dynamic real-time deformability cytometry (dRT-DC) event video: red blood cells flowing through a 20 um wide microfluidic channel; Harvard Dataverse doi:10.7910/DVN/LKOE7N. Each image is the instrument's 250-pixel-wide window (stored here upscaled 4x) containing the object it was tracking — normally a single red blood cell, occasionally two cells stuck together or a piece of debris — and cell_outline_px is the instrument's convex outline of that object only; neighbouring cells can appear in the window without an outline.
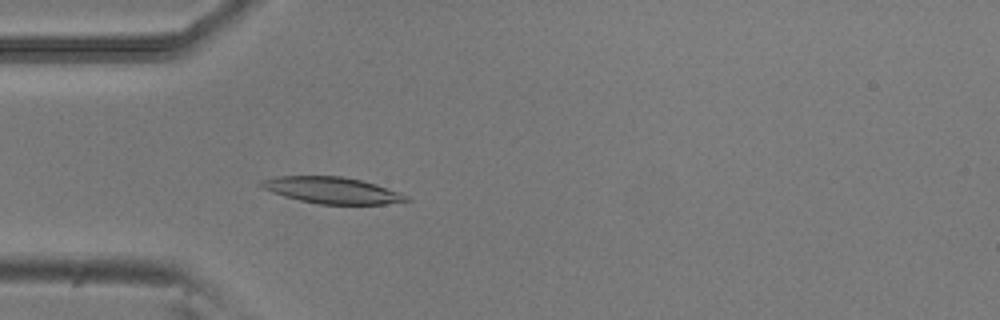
{"species": "common noctule bat (a hibernating species)", "species_latin": "Nyctalus noctula", "temperature_condition": "room temperature", "stored_images_in_passage": 1, "camera_frame_rate_fps": 3000, "um_per_image_px": 0.085, "animal": {"sex": "male", "body_mass_g": 20.5, "forearm_length_mm": 52.5}, "frame": {"image": 1, "passage_image": 1, "time_ms": 0.0, "image_size_px": [1000, 320], "cell_outline_px": [[412, 200], [384, 204], [316, 204], [284, 196], [272, 192], [264, 188], [260, 184], [264, 180], [276, 176], [340, 176], [360, 180], [376, 184], [400, 192], [408, 196]], "centroid_in_image_um": [28.27, 16.18], "position_along_channel_um": 56.7, "area_um2": 22.14}}